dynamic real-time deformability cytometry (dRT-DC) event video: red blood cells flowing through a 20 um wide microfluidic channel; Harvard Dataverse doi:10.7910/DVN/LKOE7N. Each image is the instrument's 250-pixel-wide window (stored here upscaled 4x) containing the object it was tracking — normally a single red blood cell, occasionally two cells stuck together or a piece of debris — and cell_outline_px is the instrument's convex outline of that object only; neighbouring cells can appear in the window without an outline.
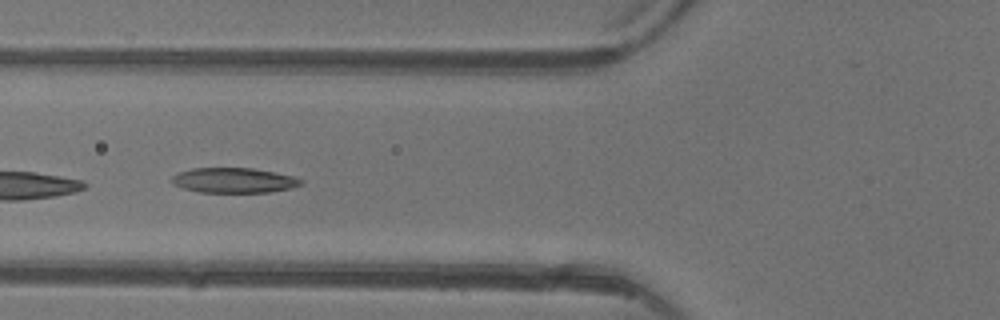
{"species": "common noctule bat (a hibernating species)", "species_latin": "Nyctalus noctula", "temperature_condition": "warm", "stored_images_in_passage": 5, "camera_frame_rate_fps": 3000, "um_per_image_px": 0.085, "animal": {"sex": "female"}, "frame": {"image": 1, "passage_image": 4, "time_ms": 3.333, "image_size_px": [1000, 320], "cell_outline_px": [[304, 184], [292, 188], [268, 192], [200, 192], [184, 188], [172, 184], [168, 180], [172, 176], [180, 172], [192, 168], [252, 168], [292, 176], [304, 180]], "centroid_in_image_um": [19.87, 15.33], "position_along_channel_um": 105.9, "area_um2": 18.84}}